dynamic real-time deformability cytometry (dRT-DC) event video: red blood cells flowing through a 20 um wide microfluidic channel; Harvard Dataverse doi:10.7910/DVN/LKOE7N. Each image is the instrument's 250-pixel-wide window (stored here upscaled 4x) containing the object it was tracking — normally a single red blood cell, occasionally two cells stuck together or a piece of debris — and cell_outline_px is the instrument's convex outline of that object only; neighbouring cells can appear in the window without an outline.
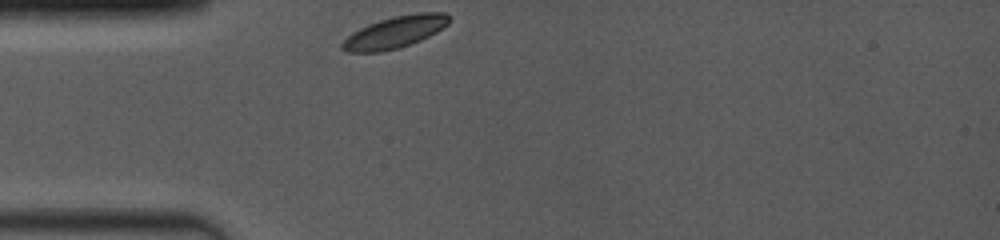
{"species": "common noctule bat (a hibernating species)", "species_latin": "Nyctalus noctula", "temperature_condition": "room temperature", "stored_images_in_passage": 3, "camera_frame_rate_fps": 4000, "um_per_image_px": 0.085, "animal": {"sex": "female", "body_mass_g": 19.0, "forearm_length_mm": 53.3}, "frame": {"image": 1, "passage_image": 1, "time_ms": 0.0, "image_size_px": [1000, 240], "cell_outline_px": [[452, 20], [448, 24], [436, 32], [420, 40], [396, 48], [380, 52], [344, 52], [340, 48], [340, 44], [352, 32], [368, 24], [380, 20], [396, 16], [416, 12], [444, 12]], "centroid_in_image_um": [33.55, 2.73], "position_along_channel_um": 51.5, "area_um2": 19.71}}